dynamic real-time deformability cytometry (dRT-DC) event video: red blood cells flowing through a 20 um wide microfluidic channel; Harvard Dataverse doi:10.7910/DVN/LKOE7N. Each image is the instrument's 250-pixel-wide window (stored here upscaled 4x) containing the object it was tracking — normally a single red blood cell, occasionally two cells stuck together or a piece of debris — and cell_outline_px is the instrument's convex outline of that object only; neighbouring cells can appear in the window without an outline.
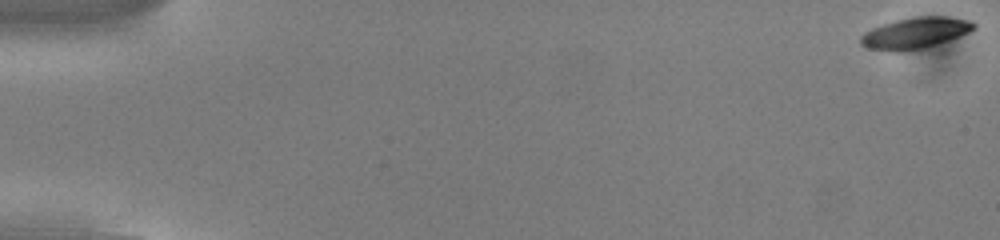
{"species": "common noctule bat (a hibernating species)", "species_latin": "Nyctalus noctula", "temperature_condition": "cold", "stored_images_in_passage": 14, "camera_frame_rate_fps": 3000, "um_per_image_px": 0.085, "animal": {"sex": "male", "body_mass_g": 13.0, "forearm_length_mm": 53.1}, "frame": {"image": 1, "passage_image": 1, "time_ms": 0.0, "image_size_px": [1000, 240], "cell_outline_px": [[976, 28], [960, 36], [924, 48], [900, 52], [892, 52], [868, 48], [860, 44], [860, 36], [864, 32], [872, 28], [896, 20], [916, 16], [948, 16], [968, 20], [976, 24]], "centroid_in_image_um": [77.78, 2.81], "position_along_channel_um": 7.2, "area_um2": 20.58}}